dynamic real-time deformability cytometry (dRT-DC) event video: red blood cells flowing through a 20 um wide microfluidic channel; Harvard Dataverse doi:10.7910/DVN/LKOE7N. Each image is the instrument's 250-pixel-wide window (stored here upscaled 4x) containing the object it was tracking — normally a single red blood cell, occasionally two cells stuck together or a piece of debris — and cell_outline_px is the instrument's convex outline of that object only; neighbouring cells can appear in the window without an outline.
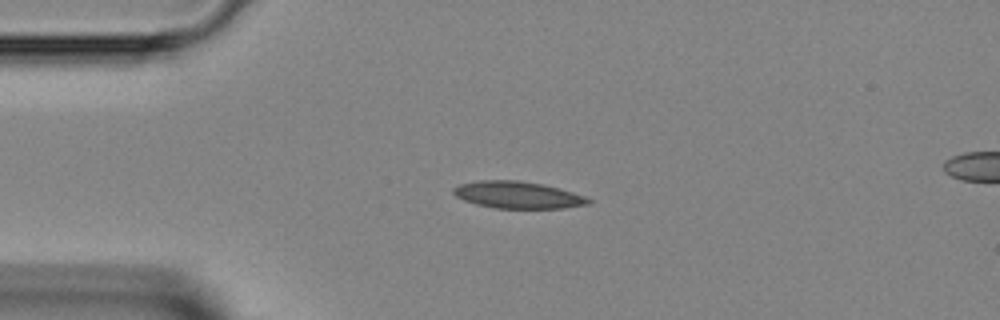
{"species": "Egyptian fruit bat (a non-hibernating species)", "species_latin": "Rousettus aegyptiacus", "temperature_condition": "room temperature", "stored_images_in_passage": 35, "camera_frame_rate_fps": 3000, "um_per_image_px": 0.085, "animal": {"sex": "female"}, "frame": {"image": 1, "passage_image": 1, "time_ms": 0.0, "image_size_px": [1000, 320], "cell_outline_px": [[592, 204], [564, 208], [496, 208], [476, 204], [464, 200], [456, 196], [452, 192], [452, 188], [460, 184], [480, 180], [516, 180], [540, 184], [572, 192], [584, 196], [592, 200]], "centroid_in_image_um": [44.0, 16.57], "position_along_channel_um": 41.0, "area_um2": 21.04}}
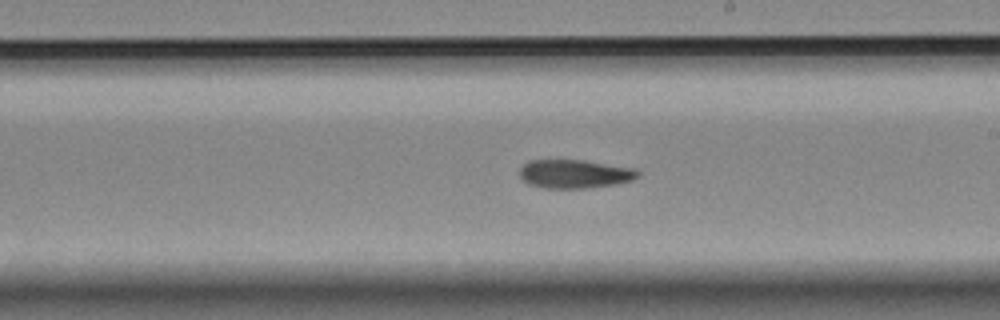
{"frame": {"image": 2, "passage_image": 16, "time_ms": 5.0, "image_size_px": [1000, 320], "cell_outline_px": [[640, 176], [632, 180], [616, 184], [588, 188], [544, 188], [528, 184], [520, 176], [520, 168], [528, 160], [584, 160], [636, 168], [640, 172]], "centroid_in_image_um": [48.88, 14.78], "position_along_channel_um": 240.1, "area_um2": 19.88}}
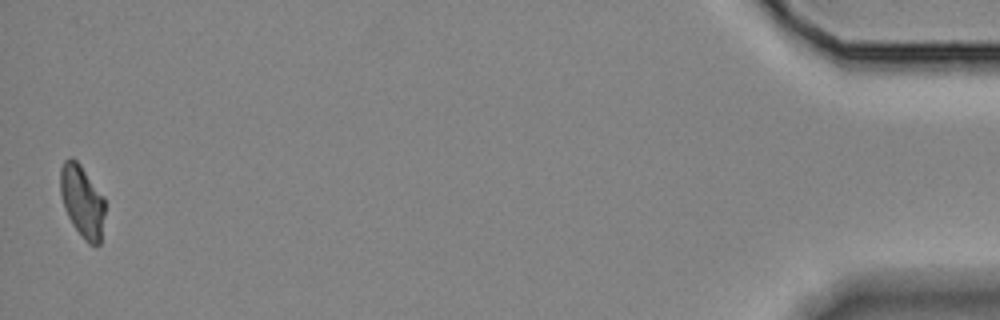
{"frame": {"image": 3, "passage_image": 35, "time_ms": 11.333, "image_size_px": [1000, 320], "cell_outline_px": [[104, 216], [100, 244], [88, 244], [84, 240], [72, 224], [64, 208], [60, 192], [60, 168], [64, 160], [72, 156], [80, 164], [104, 196]], "centroid_in_image_um": [6.97, 17.08], "position_along_channel_um": 428.2, "area_um2": 18.84}}